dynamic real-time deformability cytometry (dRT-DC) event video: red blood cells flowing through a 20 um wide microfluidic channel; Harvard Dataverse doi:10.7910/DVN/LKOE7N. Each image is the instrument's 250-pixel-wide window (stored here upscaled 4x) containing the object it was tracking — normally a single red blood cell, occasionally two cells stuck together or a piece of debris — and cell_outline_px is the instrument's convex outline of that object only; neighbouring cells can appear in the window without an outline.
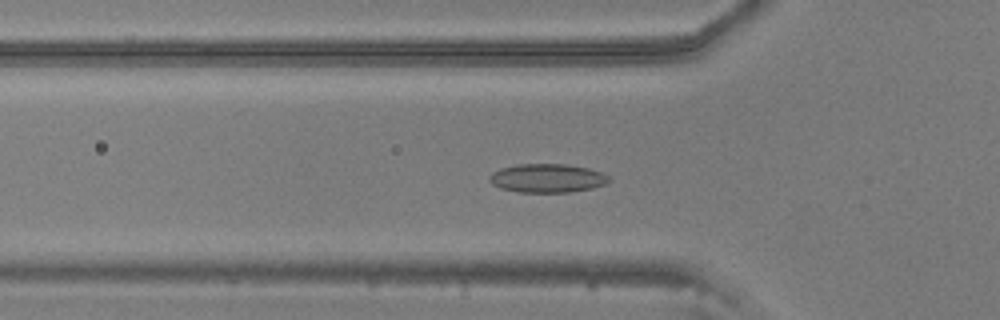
{"species": "common noctule bat (a hibernating species)", "species_latin": "Nyctalus noctula", "temperature_condition": "warm", "stored_images_in_passage": 53, "camera_frame_rate_fps": 3000, "um_per_image_px": 0.085, "animal": {"sex": "male", "body_mass_g": 20.5, "forearm_length_mm": 52.5}, "frame": {"image": 1, "passage_image": 16, "time_ms": 5.0, "image_size_px": [1000, 320], "cell_outline_px": [[608, 180], [604, 184], [592, 188], [568, 192], [520, 192], [500, 188], [492, 184], [488, 180], [488, 176], [492, 172], [500, 168], [516, 164], [564, 164], [588, 168], [600, 172], [608, 176]], "centroid_in_image_um": [46.44, 15.14], "position_along_channel_um": 79.4, "area_um2": 19.88}}
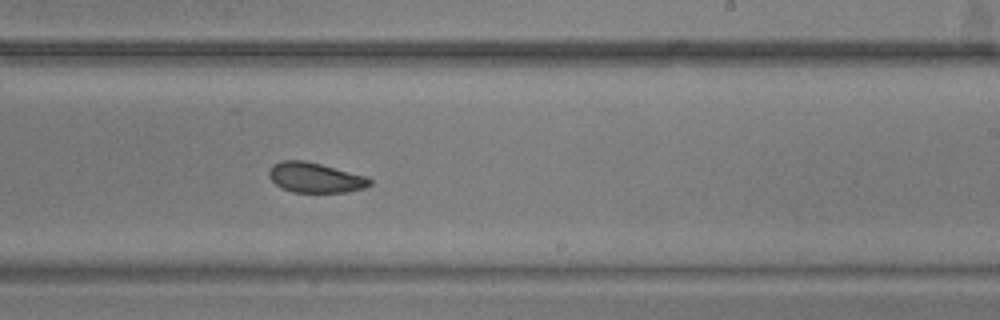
{"frame": {"image": 2, "passage_image": 31, "time_ms": 10.0, "image_size_px": [1000, 320], "cell_outline_px": [[372, 184], [364, 188], [344, 192], [292, 192], [280, 188], [268, 176], [268, 172], [272, 164], [280, 160], [304, 160], [368, 176], [372, 180]], "centroid_in_image_um": [26.78, 15.09], "position_along_channel_um": 262.2, "area_um2": 17.8}}
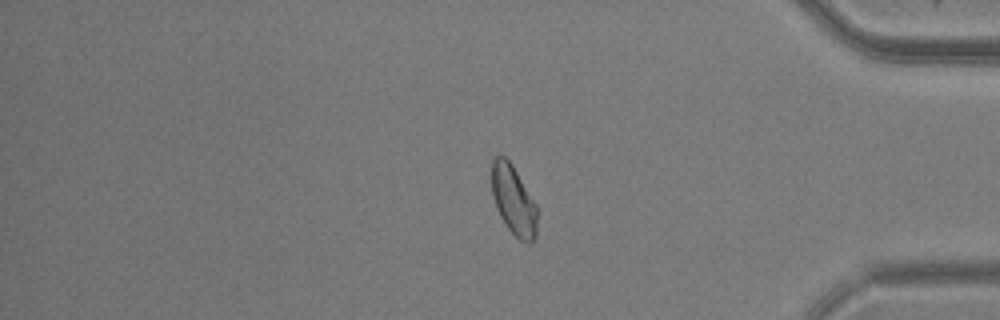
{"frame": {"image": 3, "passage_image": 44, "time_ms": 14.333, "image_size_px": [1000, 320], "cell_outline_px": [[536, 236], [532, 244], [528, 244], [520, 240], [508, 228], [500, 216], [496, 208], [492, 196], [492, 160], [496, 156], [504, 156], [512, 164], [536, 204]], "centroid_in_image_um": [43.64, 17.04], "position_along_channel_um": 391.6, "area_um2": 18.32}, "authors_computed_cell_mechanics": {"area_um2": 19.0162, "velocity_mm_per_s": 3.6381, "shape_relaxation_time_tau1_ms": 4.6487, "shape_relaxation_time_tau2_ms": 2.9538, "deformation_change_tau1": 0.0719, "deformation_change_tau2": 0.0781}}